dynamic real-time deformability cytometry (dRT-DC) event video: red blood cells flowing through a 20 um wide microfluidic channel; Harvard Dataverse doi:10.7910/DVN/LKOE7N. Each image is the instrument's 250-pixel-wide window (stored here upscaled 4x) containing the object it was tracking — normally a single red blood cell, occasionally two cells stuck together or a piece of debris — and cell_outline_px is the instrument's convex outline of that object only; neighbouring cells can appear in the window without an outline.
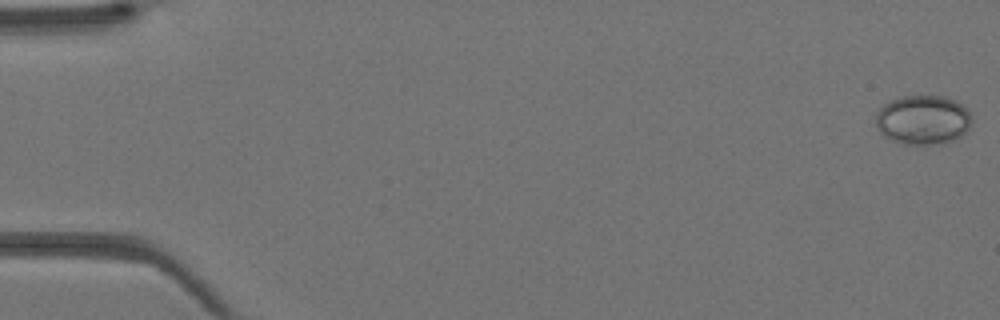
{"species": "Egyptian fruit bat (a non-hibernating species)", "species_latin": "Rousettus aegyptiacus", "temperature_condition": "warm", "stored_images_in_passage": 42, "camera_frame_rate_fps": 3000, "um_per_image_px": 0.085, "animal": {"sex": "female"}, "frame": {"image": 1, "passage_image": 1, "time_ms": 0.0, "image_size_px": [1000, 320], "cell_outline_px": [[972, 120], [968, 128], [956, 140], [940, 144], [904, 144], [892, 140], [884, 136], [876, 128], [876, 112], [888, 100], [900, 96], [944, 96], [956, 100], [968, 108], [972, 116]], "centroid_in_image_um": [78.45, 10.18], "position_along_channel_um": 6.5, "area_um2": 28.03}}
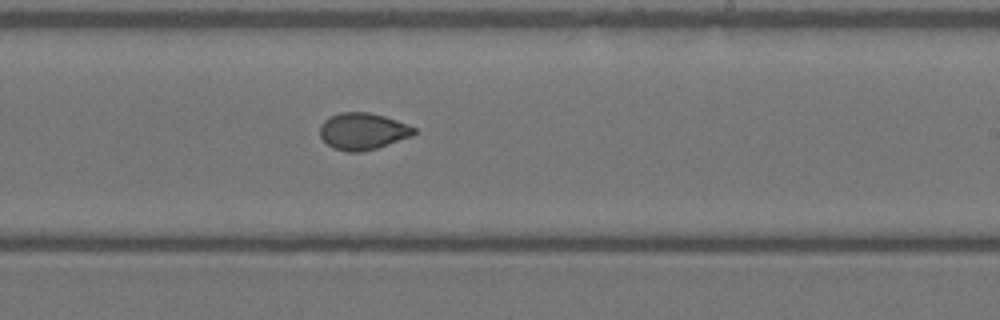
{"frame": {"image": 2, "passage_image": 26, "time_ms": 8.333, "image_size_px": [1000, 320], "cell_outline_px": [[416, 132], [412, 136], [376, 148], [360, 152], [348, 152], [332, 148], [320, 136], [320, 124], [328, 116], [340, 112], [368, 112], [384, 116], [396, 120], [416, 128]], "centroid_in_image_um": [30.81, 11.15], "position_along_channel_um": 258.2, "area_um2": 20.17}}
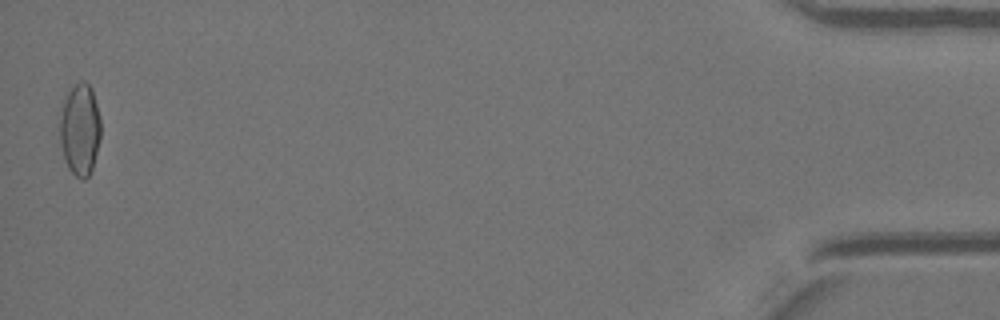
{"frame": {"image": 3, "passage_image": 42, "time_ms": 13.667, "image_size_px": [1000, 320], "cell_outline_px": [[100, 136], [92, 168], [88, 176], [84, 180], [80, 180], [68, 168], [64, 160], [60, 144], [60, 116], [64, 96], [80, 80], [84, 80], [92, 88], [100, 116]], "centroid_in_image_um": [6.78, 11.0], "position_along_channel_um": 428.4, "area_um2": 22.02}}